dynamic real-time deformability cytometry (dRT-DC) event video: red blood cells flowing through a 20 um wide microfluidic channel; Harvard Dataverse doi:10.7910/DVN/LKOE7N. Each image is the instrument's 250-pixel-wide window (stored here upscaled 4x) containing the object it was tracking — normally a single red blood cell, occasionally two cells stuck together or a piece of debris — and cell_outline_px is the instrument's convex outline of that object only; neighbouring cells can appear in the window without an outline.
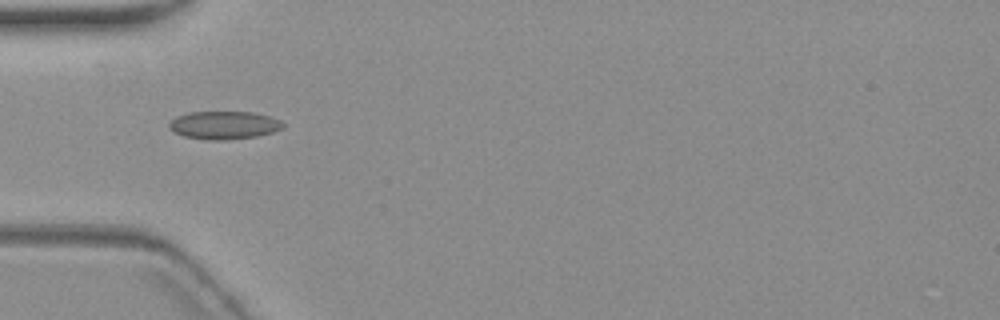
{"species": "common noctule bat (a hibernating species)", "species_latin": "Nyctalus noctula", "temperature_condition": "warm", "stored_images_in_passage": 11, "camera_frame_rate_fps": 3000, "um_per_image_px": 0.085, "animal": {"sex": "female", "body_mass_g": 19.3, "forearm_length_mm": 54.1}, "frame": {"image": 1, "passage_image": 1, "time_ms": 0.0, "image_size_px": [1000, 320], "cell_outline_px": [[284, 128], [272, 132], [256, 136], [228, 140], [208, 140], [184, 136], [172, 132], [168, 128], [168, 124], [176, 116], [188, 112], [252, 112], [268, 116], [280, 120], [284, 124]], "centroid_in_image_um": [19.01, 10.64], "position_along_channel_um": 66.0, "area_um2": 18.67}}
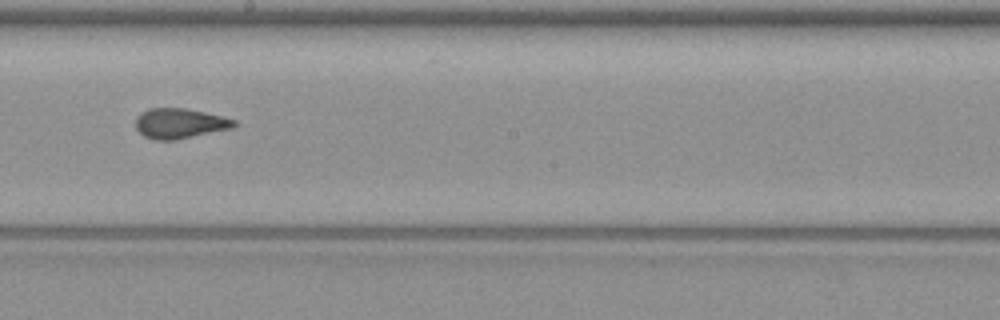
{"frame": {"image": 2, "passage_image": 5, "time_ms": 4.667, "image_size_px": [1000, 320], "cell_outline_px": [[236, 124], [232, 128], [176, 140], [152, 140], [144, 136], [136, 128], [136, 120], [140, 112], [148, 108], [184, 108], [204, 112], [236, 120]], "centroid_in_image_um": [15.24, 10.49], "position_along_channel_um": 233.0, "area_um2": 17.22}}
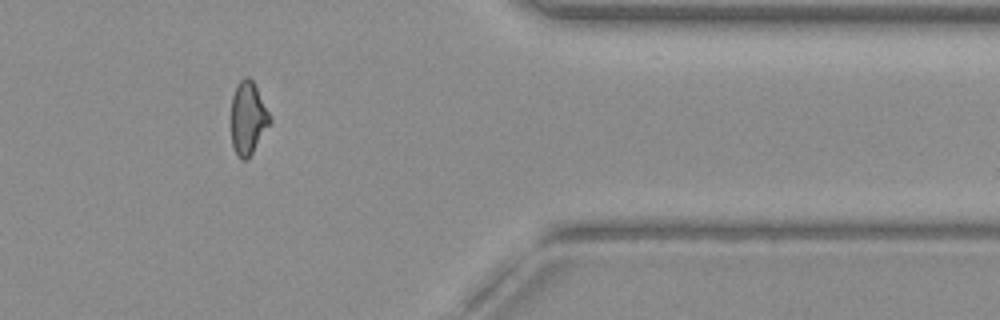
{"frame": {"image": 3, "passage_image": 9, "time_ms": 9.667, "image_size_px": [1000, 320], "cell_outline_px": [[272, 120], [248, 160], [244, 160], [236, 152], [232, 144], [232, 96], [236, 84], [244, 76], [248, 76], [252, 80], [272, 116]], "centroid_in_image_um": [21.1, 10.01], "position_along_channel_um": 390.3, "area_um2": 16.36}, "authors_computed_cell_mechanics": {"area_um2": 17.3978, "velocity_mm_per_s": 3.567, "shape_relaxation_time_tau1_ms": 3.8541, "shape_relaxation_time_tau2_ms": null, "deformation_change_tau1": 0.1091, "deformation_change_tau2": null}}